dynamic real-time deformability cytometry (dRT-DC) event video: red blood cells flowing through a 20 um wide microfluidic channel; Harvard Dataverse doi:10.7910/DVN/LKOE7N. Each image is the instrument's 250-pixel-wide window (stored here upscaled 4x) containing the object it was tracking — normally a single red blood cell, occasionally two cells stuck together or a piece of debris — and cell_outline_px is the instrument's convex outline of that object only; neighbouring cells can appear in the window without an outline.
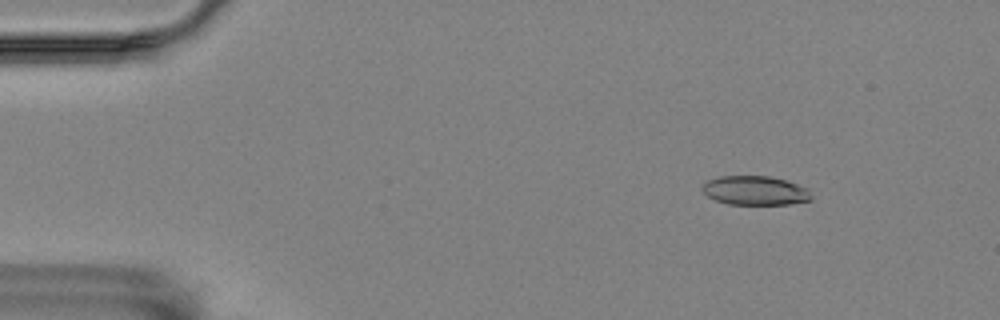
{"species": "Egyptian fruit bat (a non-hibernating species)", "species_latin": "Rousettus aegyptiacus", "temperature_condition": "room temperature", "stored_images_in_passage": 55, "camera_frame_rate_fps": 3000, "um_per_image_px": 0.085, "animal": {"sex": "female"}, "frame": {"image": 1, "passage_image": 6, "time_ms": 1.667, "image_size_px": [1000, 320], "cell_outline_px": [[812, 200], [788, 204], [728, 204], [716, 200], [708, 196], [700, 188], [708, 180], [720, 176], [768, 176], [784, 180], [808, 188], [812, 196]], "centroid_in_image_um": [64.19, 16.2], "position_along_channel_um": 20.8, "area_um2": 18.38}}
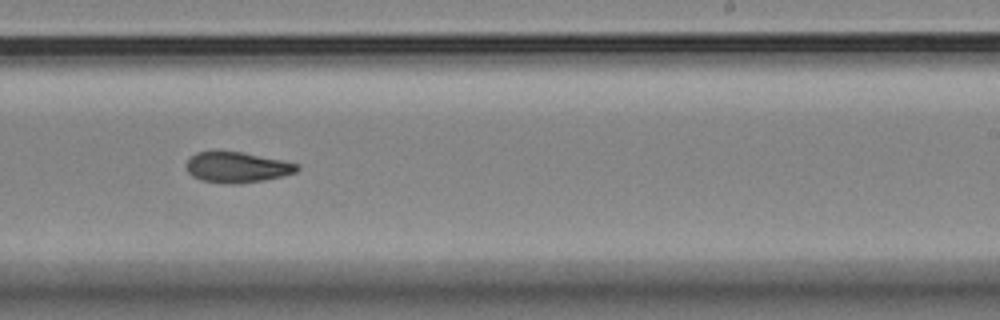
{"frame": {"image": 2, "passage_image": 34, "time_ms": 11.0, "image_size_px": [1000, 320], "cell_outline_px": [[300, 168], [296, 172], [264, 180], [236, 184], [224, 184], [200, 180], [192, 176], [184, 168], [188, 160], [196, 152], [240, 152], [284, 160], [300, 164]], "centroid_in_image_um": [20.14, 14.23], "position_along_channel_um": 268.9, "area_um2": 19.77}}
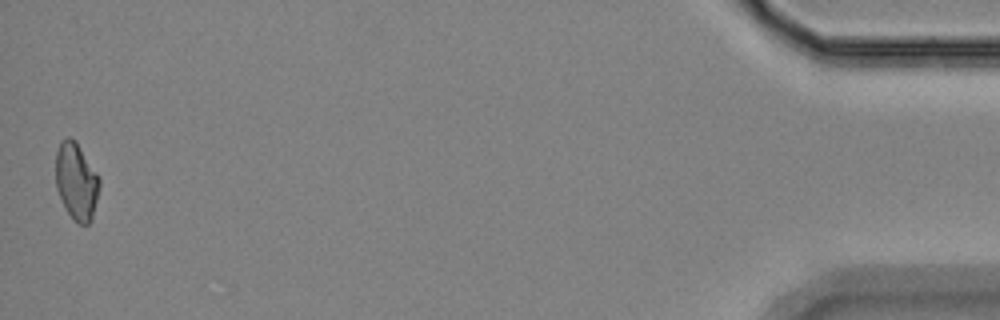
{"frame": {"image": 3, "passage_image": 55, "time_ms": 18.0, "image_size_px": [1000, 320], "cell_outline_px": [[100, 188], [92, 220], [88, 224], [80, 224], [72, 220], [56, 188], [56, 152], [60, 140], [68, 136], [76, 140], [100, 176]], "centroid_in_image_um": [6.51, 15.38], "position_along_channel_um": 428.7, "area_um2": 20.0}, "authors_computed_cell_mechanics": {"area_um2": 19.7676, "velocity_mm_per_s": 3.5459, "shape_relaxation_time_tau1_ms": null, "shape_relaxation_time_tau2_ms": 7.0128, "deformation_change_tau1": null, "deformation_change_tau2": 0.135}}